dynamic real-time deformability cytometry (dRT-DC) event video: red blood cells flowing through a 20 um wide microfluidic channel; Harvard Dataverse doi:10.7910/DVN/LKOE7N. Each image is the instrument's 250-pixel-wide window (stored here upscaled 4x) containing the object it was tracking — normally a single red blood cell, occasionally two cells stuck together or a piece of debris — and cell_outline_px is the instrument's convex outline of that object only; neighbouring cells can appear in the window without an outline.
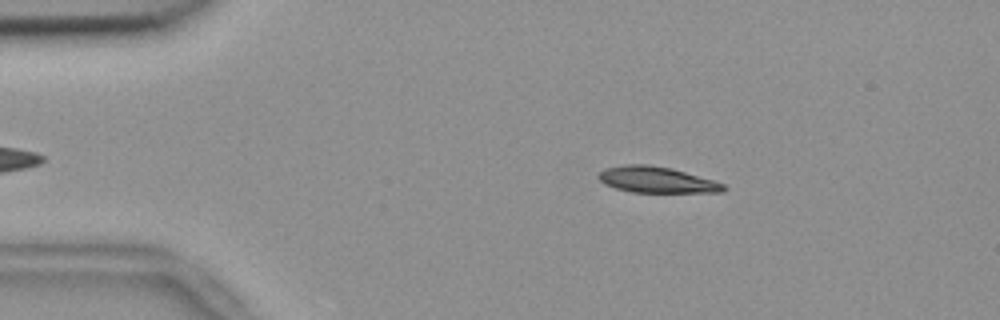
{"species": "common noctule bat (a hibernating species)", "species_latin": "Nyctalus noctula", "temperature_condition": "room temperature", "stored_images_in_passage": 35, "camera_frame_rate_fps": 3000, "um_per_image_px": 0.085, "animal": {"sex": "female", "body_mass_g": 18.4}, "frame": {"image": 1, "passage_image": 3, "time_ms": 0.667, "image_size_px": [1000, 320], "cell_outline_px": [[720, 188], [680, 192], [648, 192], [628, 188], [612, 184], [608, 180], [632, 168], [660, 168], [676, 172], [700, 180]], "centroid_in_image_um": [56.0, 15.39], "position_along_channel_um": 29.0, "area_um2": 12.6}}
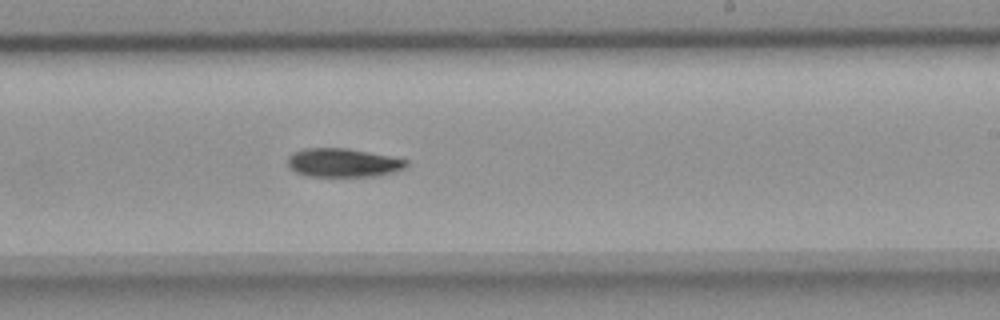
{"frame": {"image": 2, "passage_image": 26, "time_ms": 8.333, "image_size_px": [1000, 320], "cell_outline_px": [[396, 164], [384, 168], [352, 172], [336, 172], [304, 168], [296, 164], [296, 160], [320, 152], [344, 152], [396, 160]], "centroid_in_image_um": [29.2, 13.79], "position_along_channel_um": 259.8, "area_um2": 10.46}}
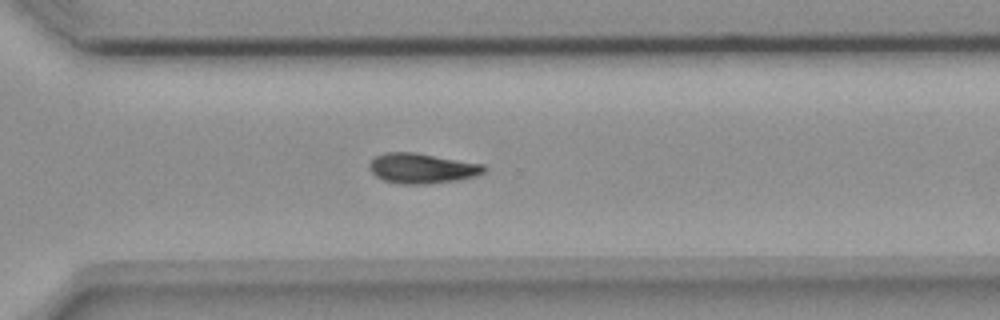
{"frame": {"image": 3, "passage_image": 32, "time_ms": 10.333, "image_size_px": [1000, 320], "cell_outline_px": [[480, 168], [472, 172], [456, 176], [388, 176], [380, 172], [400, 156], [420, 156]], "centroid_in_image_um": [36.15, 14.24], "position_along_channel_um": 334.4, "area_um2": 10.0}}